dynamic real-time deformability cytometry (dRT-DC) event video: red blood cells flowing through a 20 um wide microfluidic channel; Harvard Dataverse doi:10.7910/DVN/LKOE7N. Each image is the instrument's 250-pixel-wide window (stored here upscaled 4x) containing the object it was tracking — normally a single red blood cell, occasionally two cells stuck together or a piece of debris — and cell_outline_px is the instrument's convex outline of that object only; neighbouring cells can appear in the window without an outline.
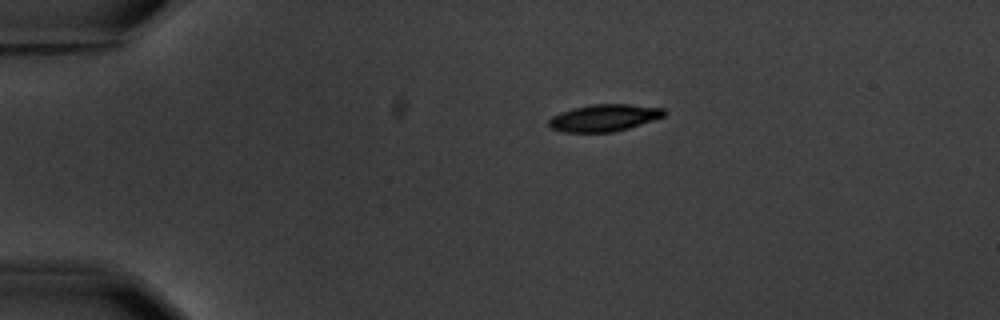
{"species": "common noctule bat (a hibernating species)", "species_latin": "Nyctalus noctula", "temperature_condition": "warm", "stored_images_in_passage": 4, "camera_frame_rate_fps": 3000, "um_per_image_px": 0.085, "animal": {"sex": "male", "body_mass_g": 20.1, "forearm_length_mm": 53.5}, "frame": {"image": 1, "passage_image": 1, "time_ms": 0.0, "image_size_px": [1000, 320], "cell_outline_px": [[668, 112], [664, 116], [628, 128], [612, 132], [564, 132], [548, 128], [548, 120], [552, 116], [560, 112], [572, 108], [592, 104], [628, 104], [664, 108]], "centroid_in_image_um": [51.32, 10.01], "position_along_channel_um": 33.7, "area_um2": 18.21}}
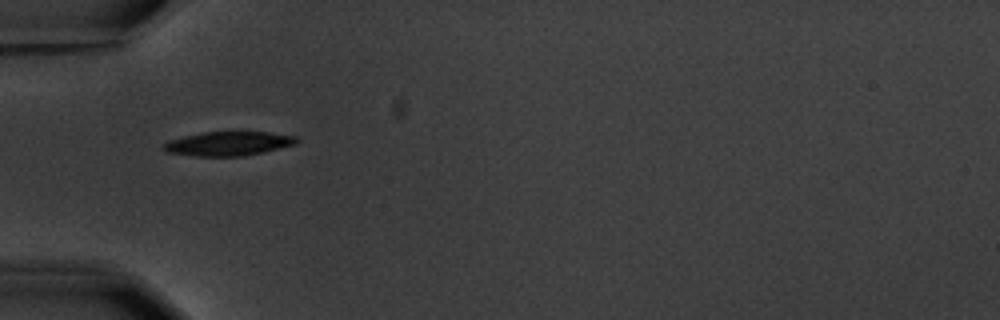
{"frame": {"image": 2, "passage_image": 3, "time_ms": 2.333, "image_size_px": [1000, 320], "cell_outline_px": [[300, 140], [296, 144], [264, 152], [244, 156], [196, 156], [164, 152], [160, 148], [160, 144], [168, 140], [200, 132], [268, 132], [296, 136]], "centroid_in_image_um": [19.35, 12.21], "position_along_channel_um": 65.6, "area_um2": 19.02}}
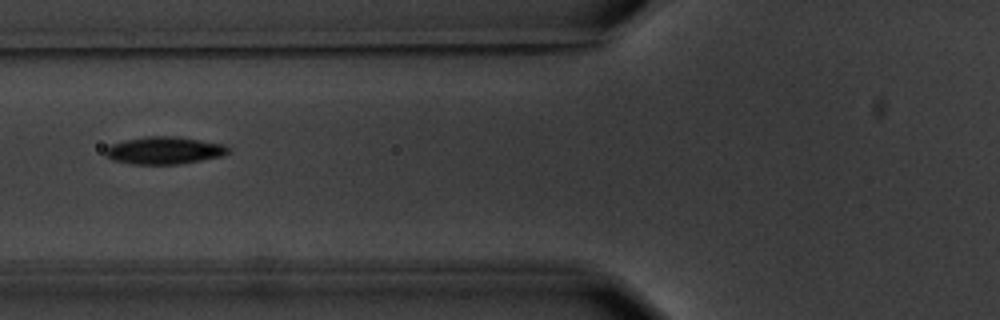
{"frame": {"image": 3, "passage_image": 4, "time_ms": 3.667, "image_size_px": [1000, 320], "cell_outline_px": [[228, 152], [224, 156], [180, 164], [132, 164], [112, 160], [104, 156], [104, 148], [112, 144], [124, 140], [144, 136], [176, 136], [224, 144], [228, 148]], "centroid_in_image_um": [13.92, 12.79], "position_along_channel_um": 111.9, "area_um2": 19.83}}